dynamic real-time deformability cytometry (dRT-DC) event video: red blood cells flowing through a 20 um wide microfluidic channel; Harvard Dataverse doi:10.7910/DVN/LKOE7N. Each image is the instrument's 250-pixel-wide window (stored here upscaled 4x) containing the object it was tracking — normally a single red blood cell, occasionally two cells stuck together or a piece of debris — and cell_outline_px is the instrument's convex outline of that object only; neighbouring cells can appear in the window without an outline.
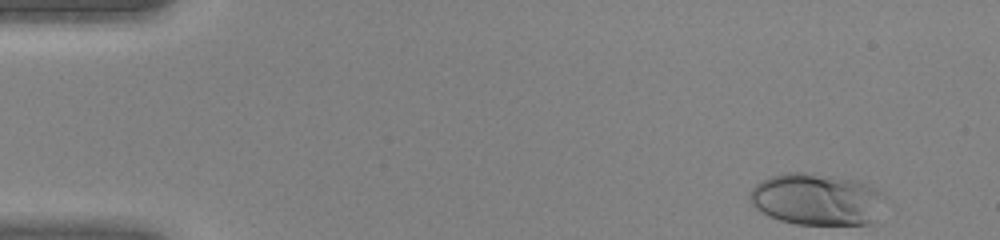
{"species": "human", "species_latin": "Homo sapiens", "temperature_condition": "warm", "stored_images_in_passage": 43, "camera_frame_rate_fps": 3000, "um_per_image_px": 0.085, "donor": {"sex": "female"}, "frame": {"image": 1, "passage_image": 1, "time_ms": 0.0, "image_size_px": [1000, 240], "cell_outline_px": [[884, 196], [868, 224], [796, 224], [780, 220], [768, 216], [760, 212], [752, 204], [748, 196], [752, 188], [760, 180], [784, 172], [812, 172], [856, 180], [876, 188], [884, 192]], "centroid_in_image_um": [69.33, 16.91], "position_along_channel_um": 15.7, "area_um2": 40.52}}
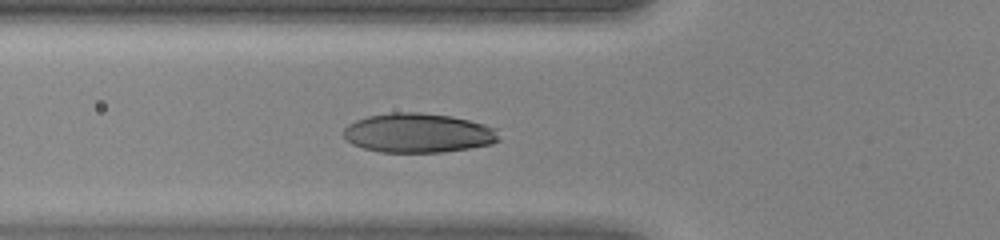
{"frame": {"image": 2, "passage_image": 14, "time_ms": 4.333, "image_size_px": [1000, 240], "cell_outline_px": [[500, 140], [492, 144], [444, 152], [380, 152], [364, 148], [352, 144], [344, 140], [344, 128], [348, 124], [356, 120], [368, 116], [392, 112], [420, 112], [452, 116], [484, 124], [496, 128]], "centroid_in_image_um": [35.54, 11.3], "position_along_channel_um": 90.3, "area_um2": 35.78}}
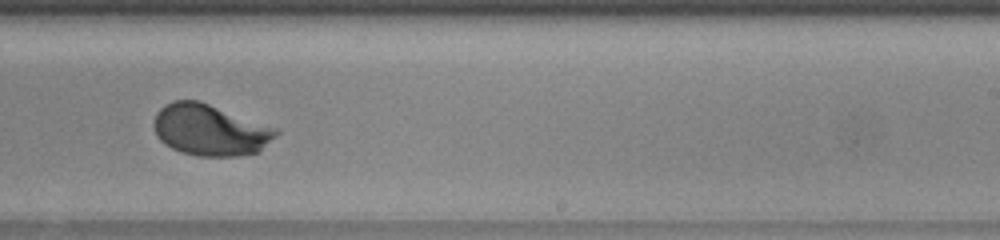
{"frame": {"image": 3, "passage_image": 26, "time_ms": 8.333, "image_size_px": [1000, 240], "cell_outline_px": [[280, 132], [260, 152], [236, 156], [196, 156], [180, 152], [164, 144], [156, 136], [152, 124], [156, 112], [164, 104], [172, 100], [200, 100], [280, 128]], "centroid_in_image_um": [17.87, 11.03], "position_along_channel_um": 271.1, "area_um2": 37.4}}